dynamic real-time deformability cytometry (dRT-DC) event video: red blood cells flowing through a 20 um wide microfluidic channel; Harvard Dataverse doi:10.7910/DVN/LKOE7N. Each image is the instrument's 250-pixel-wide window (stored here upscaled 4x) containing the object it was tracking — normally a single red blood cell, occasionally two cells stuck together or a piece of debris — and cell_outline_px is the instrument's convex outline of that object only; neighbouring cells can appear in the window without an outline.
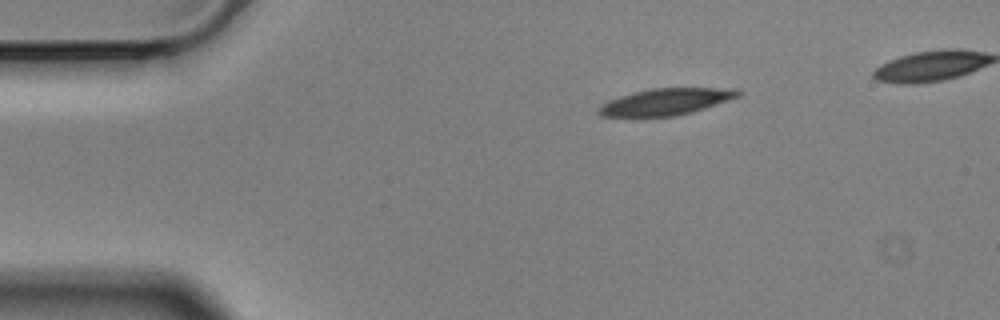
{"species": "Egyptian fruit bat (a non-hibernating species)", "species_latin": "Rousettus aegyptiacus", "temperature_condition": "cold", "stored_images_in_passage": 5, "camera_frame_rate_fps": 3000, "um_per_image_px": 0.085, "animal": {"sex": "male"}, "frame": {"image": 1, "passage_image": 1, "time_ms": 0.0, "image_size_px": [1000, 320], "cell_outline_px": [[740, 96], [692, 112], [676, 116], [604, 116], [600, 112], [600, 108], [608, 100], [620, 96], [652, 88], [736, 88], [740, 92]], "centroid_in_image_um": [56.66, 8.63], "position_along_channel_um": 28.3, "area_um2": 21.1}}
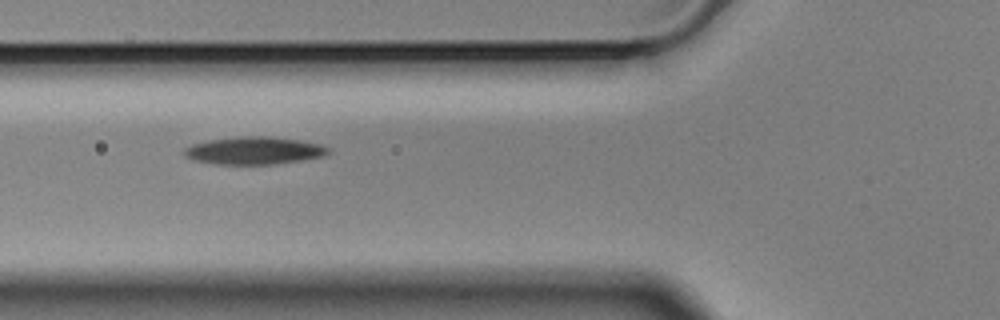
{"frame": {"image": 2, "passage_image": 4, "time_ms": 1.0, "image_size_px": [1000, 320], "cell_outline_px": [[332, 152], [324, 156], [276, 164], [216, 164], [196, 160], [184, 156], [184, 148], [192, 144], [208, 140], [240, 136], [268, 136], [296, 140], [320, 144], [332, 148]], "centroid_in_image_um": [21.63, 12.8], "position_along_channel_um": 104.2, "area_um2": 23.12}}
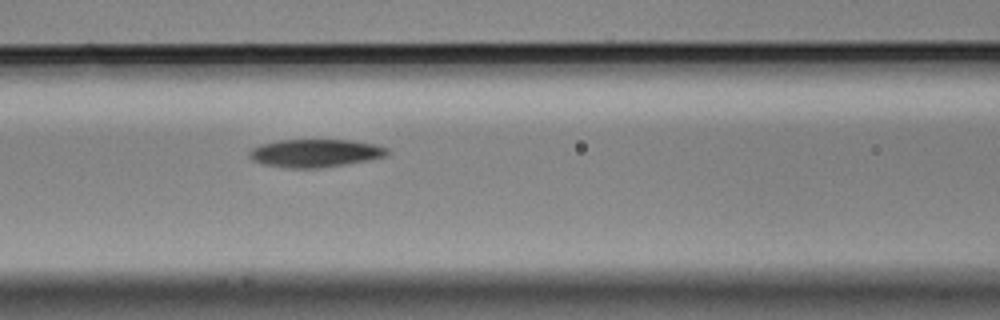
{"frame": {"image": 3, "passage_image": 5, "time_ms": 1.333, "image_size_px": [1000, 320], "cell_outline_px": [[392, 152], [388, 156], [372, 160], [320, 168], [292, 168], [264, 164], [252, 160], [248, 156], [248, 152], [252, 148], [260, 144], [276, 140], [348, 140], [376, 144], [388, 148]], "centroid_in_image_um": [26.84, 13.01], "position_along_channel_um": 139.8, "area_um2": 22.77}}